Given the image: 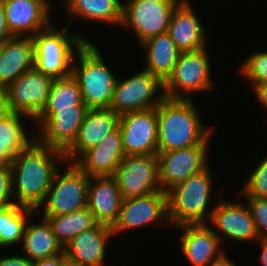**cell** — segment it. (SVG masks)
Returning a JSON list of instances; mask_svg holds the SVG:
<instances>
[{
  "instance_id": "3957f363",
  "label": "cell",
  "mask_w": 267,
  "mask_h": 266,
  "mask_svg": "<svg viewBox=\"0 0 267 266\" xmlns=\"http://www.w3.org/2000/svg\"><path fill=\"white\" fill-rule=\"evenodd\" d=\"M209 167L189 176L167 191L169 224L176 227L205 224V218L210 220L215 206L208 211L211 187L214 183Z\"/></svg>"
},
{
  "instance_id": "6da1fadb",
  "label": "cell",
  "mask_w": 267,
  "mask_h": 266,
  "mask_svg": "<svg viewBox=\"0 0 267 266\" xmlns=\"http://www.w3.org/2000/svg\"><path fill=\"white\" fill-rule=\"evenodd\" d=\"M56 160V161H55ZM57 160L66 161L64 152L42 145L36 139L11 160L12 190L15 204L40 210L56 172Z\"/></svg>"
},
{
  "instance_id": "f35d334b",
  "label": "cell",
  "mask_w": 267,
  "mask_h": 266,
  "mask_svg": "<svg viewBox=\"0 0 267 266\" xmlns=\"http://www.w3.org/2000/svg\"><path fill=\"white\" fill-rule=\"evenodd\" d=\"M32 266H60V254L53 257L32 261Z\"/></svg>"
},
{
  "instance_id": "484cf974",
  "label": "cell",
  "mask_w": 267,
  "mask_h": 266,
  "mask_svg": "<svg viewBox=\"0 0 267 266\" xmlns=\"http://www.w3.org/2000/svg\"><path fill=\"white\" fill-rule=\"evenodd\" d=\"M28 219L24 235L22 237V247L26 257L30 261L53 257L64 253V247L57 240L52 232V228L45 218L39 221L41 224H30Z\"/></svg>"
},
{
  "instance_id": "8d00e7d4",
  "label": "cell",
  "mask_w": 267,
  "mask_h": 266,
  "mask_svg": "<svg viewBox=\"0 0 267 266\" xmlns=\"http://www.w3.org/2000/svg\"><path fill=\"white\" fill-rule=\"evenodd\" d=\"M11 37L12 36L10 35L6 24L4 7L2 2L0 1V44Z\"/></svg>"
},
{
  "instance_id": "603a6c76",
  "label": "cell",
  "mask_w": 267,
  "mask_h": 266,
  "mask_svg": "<svg viewBox=\"0 0 267 266\" xmlns=\"http://www.w3.org/2000/svg\"><path fill=\"white\" fill-rule=\"evenodd\" d=\"M34 67L32 37H17L0 44V91L14 82L22 73Z\"/></svg>"
},
{
  "instance_id": "ffe728a7",
  "label": "cell",
  "mask_w": 267,
  "mask_h": 266,
  "mask_svg": "<svg viewBox=\"0 0 267 266\" xmlns=\"http://www.w3.org/2000/svg\"><path fill=\"white\" fill-rule=\"evenodd\" d=\"M122 200L113 175L90 177L87 207L97 223L113 227L118 220Z\"/></svg>"
},
{
  "instance_id": "e575fe53",
  "label": "cell",
  "mask_w": 267,
  "mask_h": 266,
  "mask_svg": "<svg viewBox=\"0 0 267 266\" xmlns=\"http://www.w3.org/2000/svg\"><path fill=\"white\" fill-rule=\"evenodd\" d=\"M15 204L12 190L11 166L0 167V209Z\"/></svg>"
},
{
  "instance_id": "ba28073f",
  "label": "cell",
  "mask_w": 267,
  "mask_h": 266,
  "mask_svg": "<svg viewBox=\"0 0 267 266\" xmlns=\"http://www.w3.org/2000/svg\"><path fill=\"white\" fill-rule=\"evenodd\" d=\"M163 88L158 77L143 69L123 81L117 79L109 108L119 115L155 108L165 99Z\"/></svg>"
},
{
  "instance_id": "f6af8a7d",
  "label": "cell",
  "mask_w": 267,
  "mask_h": 266,
  "mask_svg": "<svg viewBox=\"0 0 267 266\" xmlns=\"http://www.w3.org/2000/svg\"><path fill=\"white\" fill-rule=\"evenodd\" d=\"M42 1L49 9H50V2L48 0H39Z\"/></svg>"
},
{
  "instance_id": "9c48e42d",
  "label": "cell",
  "mask_w": 267,
  "mask_h": 266,
  "mask_svg": "<svg viewBox=\"0 0 267 266\" xmlns=\"http://www.w3.org/2000/svg\"><path fill=\"white\" fill-rule=\"evenodd\" d=\"M89 108L73 105V108H44L34 120L37 127L35 139L42 145L65 152L76 140L79 128Z\"/></svg>"
},
{
  "instance_id": "ee69618b",
  "label": "cell",
  "mask_w": 267,
  "mask_h": 266,
  "mask_svg": "<svg viewBox=\"0 0 267 266\" xmlns=\"http://www.w3.org/2000/svg\"><path fill=\"white\" fill-rule=\"evenodd\" d=\"M11 158L5 153V147L0 146V167L10 166Z\"/></svg>"
},
{
  "instance_id": "7a4b0ae2",
  "label": "cell",
  "mask_w": 267,
  "mask_h": 266,
  "mask_svg": "<svg viewBox=\"0 0 267 266\" xmlns=\"http://www.w3.org/2000/svg\"><path fill=\"white\" fill-rule=\"evenodd\" d=\"M192 99L165 98L157 106L158 152L203 143L212 133L205 127Z\"/></svg>"
},
{
  "instance_id": "7bdbcfd3",
  "label": "cell",
  "mask_w": 267,
  "mask_h": 266,
  "mask_svg": "<svg viewBox=\"0 0 267 266\" xmlns=\"http://www.w3.org/2000/svg\"><path fill=\"white\" fill-rule=\"evenodd\" d=\"M60 266H81L77 261L67 257L64 253L60 254Z\"/></svg>"
},
{
  "instance_id": "ac0fdd59",
  "label": "cell",
  "mask_w": 267,
  "mask_h": 266,
  "mask_svg": "<svg viewBox=\"0 0 267 266\" xmlns=\"http://www.w3.org/2000/svg\"><path fill=\"white\" fill-rule=\"evenodd\" d=\"M125 156L118 126L96 146L85 151L74 163L89 177L114 175Z\"/></svg>"
},
{
  "instance_id": "4316f807",
  "label": "cell",
  "mask_w": 267,
  "mask_h": 266,
  "mask_svg": "<svg viewBox=\"0 0 267 266\" xmlns=\"http://www.w3.org/2000/svg\"><path fill=\"white\" fill-rule=\"evenodd\" d=\"M67 15L121 26L123 4L120 0H64Z\"/></svg>"
},
{
  "instance_id": "2e32d148",
  "label": "cell",
  "mask_w": 267,
  "mask_h": 266,
  "mask_svg": "<svg viewBox=\"0 0 267 266\" xmlns=\"http://www.w3.org/2000/svg\"><path fill=\"white\" fill-rule=\"evenodd\" d=\"M221 200L212 211L209 223L215 226L214 233L222 240L245 242L259 240L250 208L247 204ZM222 234V237L221 235ZM224 235V237H223Z\"/></svg>"
},
{
  "instance_id": "8992f818",
  "label": "cell",
  "mask_w": 267,
  "mask_h": 266,
  "mask_svg": "<svg viewBox=\"0 0 267 266\" xmlns=\"http://www.w3.org/2000/svg\"><path fill=\"white\" fill-rule=\"evenodd\" d=\"M209 61L206 47L181 52L171 75L164 82L165 98L189 100V94L212 89Z\"/></svg>"
},
{
  "instance_id": "52a82bcc",
  "label": "cell",
  "mask_w": 267,
  "mask_h": 266,
  "mask_svg": "<svg viewBox=\"0 0 267 266\" xmlns=\"http://www.w3.org/2000/svg\"><path fill=\"white\" fill-rule=\"evenodd\" d=\"M66 164L64 174L59 169L54 176L42 204L43 216L65 215L87 207L90 177L75 163Z\"/></svg>"
},
{
  "instance_id": "e0dca14e",
  "label": "cell",
  "mask_w": 267,
  "mask_h": 266,
  "mask_svg": "<svg viewBox=\"0 0 267 266\" xmlns=\"http://www.w3.org/2000/svg\"><path fill=\"white\" fill-rule=\"evenodd\" d=\"M11 36L33 37L52 22L50 10L39 0H0Z\"/></svg>"
},
{
  "instance_id": "83f0119b",
  "label": "cell",
  "mask_w": 267,
  "mask_h": 266,
  "mask_svg": "<svg viewBox=\"0 0 267 266\" xmlns=\"http://www.w3.org/2000/svg\"><path fill=\"white\" fill-rule=\"evenodd\" d=\"M42 218L48 221L52 232L63 247L78 234L97 224L94 215L88 207L65 215L43 216Z\"/></svg>"
},
{
  "instance_id": "cb8c5ba5",
  "label": "cell",
  "mask_w": 267,
  "mask_h": 266,
  "mask_svg": "<svg viewBox=\"0 0 267 266\" xmlns=\"http://www.w3.org/2000/svg\"><path fill=\"white\" fill-rule=\"evenodd\" d=\"M112 227L97 223L74 237L64 254L81 266H103L107 240L113 236Z\"/></svg>"
},
{
  "instance_id": "7c38bea8",
  "label": "cell",
  "mask_w": 267,
  "mask_h": 266,
  "mask_svg": "<svg viewBox=\"0 0 267 266\" xmlns=\"http://www.w3.org/2000/svg\"><path fill=\"white\" fill-rule=\"evenodd\" d=\"M113 176L123 200L162 191L157 154L126 155Z\"/></svg>"
},
{
  "instance_id": "836d02e7",
  "label": "cell",
  "mask_w": 267,
  "mask_h": 266,
  "mask_svg": "<svg viewBox=\"0 0 267 266\" xmlns=\"http://www.w3.org/2000/svg\"><path fill=\"white\" fill-rule=\"evenodd\" d=\"M248 201L259 239H267V198L243 196Z\"/></svg>"
},
{
  "instance_id": "9a60e30c",
  "label": "cell",
  "mask_w": 267,
  "mask_h": 266,
  "mask_svg": "<svg viewBox=\"0 0 267 266\" xmlns=\"http://www.w3.org/2000/svg\"><path fill=\"white\" fill-rule=\"evenodd\" d=\"M156 221L169 223L167 192L164 191L122 200L112 232L116 235L118 232L146 227Z\"/></svg>"
},
{
  "instance_id": "ab89813d",
  "label": "cell",
  "mask_w": 267,
  "mask_h": 266,
  "mask_svg": "<svg viewBox=\"0 0 267 266\" xmlns=\"http://www.w3.org/2000/svg\"><path fill=\"white\" fill-rule=\"evenodd\" d=\"M208 266H236V264L228 259L223 252L219 257L215 258Z\"/></svg>"
},
{
  "instance_id": "f546056e",
  "label": "cell",
  "mask_w": 267,
  "mask_h": 266,
  "mask_svg": "<svg viewBox=\"0 0 267 266\" xmlns=\"http://www.w3.org/2000/svg\"><path fill=\"white\" fill-rule=\"evenodd\" d=\"M32 120L24 114L9 113L0 122V146L5 147V153L12 159L21 151L25 150L34 140L27 137L26 131L21 118Z\"/></svg>"
},
{
  "instance_id": "7402d4cb",
  "label": "cell",
  "mask_w": 267,
  "mask_h": 266,
  "mask_svg": "<svg viewBox=\"0 0 267 266\" xmlns=\"http://www.w3.org/2000/svg\"><path fill=\"white\" fill-rule=\"evenodd\" d=\"M188 0H182L172 12L167 33L181 52L206 47L204 25L192 10Z\"/></svg>"
},
{
  "instance_id": "d6986e66",
  "label": "cell",
  "mask_w": 267,
  "mask_h": 266,
  "mask_svg": "<svg viewBox=\"0 0 267 266\" xmlns=\"http://www.w3.org/2000/svg\"><path fill=\"white\" fill-rule=\"evenodd\" d=\"M119 119L120 115L110 108L89 109L76 140L64 152L66 161L74 163L85 151L96 146L108 133L119 126Z\"/></svg>"
},
{
  "instance_id": "5b68a950",
  "label": "cell",
  "mask_w": 267,
  "mask_h": 266,
  "mask_svg": "<svg viewBox=\"0 0 267 266\" xmlns=\"http://www.w3.org/2000/svg\"><path fill=\"white\" fill-rule=\"evenodd\" d=\"M76 59L79 64L73 63L72 75L79 84L83 102L89 109L109 108L117 77L106 66L99 49L86 41L76 52Z\"/></svg>"
},
{
  "instance_id": "277c9868",
  "label": "cell",
  "mask_w": 267,
  "mask_h": 266,
  "mask_svg": "<svg viewBox=\"0 0 267 266\" xmlns=\"http://www.w3.org/2000/svg\"><path fill=\"white\" fill-rule=\"evenodd\" d=\"M32 40L34 67L53 79L72 75L76 52L89 41L81 34L69 33L66 27L58 30L53 23L37 32Z\"/></svg>"
},
{
  "instance_id": "d6a6232c",
  "label": "cell",
  "mask_w": 267,
  "mask_h": 266,
  "mask_svg": "<svg viewBox=\"0 0 267 266\" xmlns=\"http://www.w3.org/2000/svg\"><path fill=\"white\" fill-rule=\"evenodd\" d=\"M251 173L243 187V196L267 198V157Z\"/></svg>"
},
{
  "instance_id": "d4e9b609",
  "label": "cell",
  "mask_w": 267,
  "mask_h": 266,
  "mask_svg": "<svg viewBox=\"0 0 267 266\" xmlns=\"http://www.w3.org/2000/svg\"><path fill=\"white\" fill-rule=\"evenodd\" d=\"M141 46L147 51L144 70L164 83L171 75L181 51L167 32L149 38Z\"/></svg>"
},
{
  "instance_id": "8fae6325",
  "label": "cell",
  "mask_w": 267,
  "mask_h": 266,
  "mask_svg": "<svg viewBox=\"0 0 267 266\" xmlns=\"http://www.w3.org/2000/svg\"><path fill=\"white\" fill-rule=\"evenodd\" d=\"M182 0H127L121 26L131 28L140 44L168 30L172 12Z\"/></svg>"
},
{
  "instance_id": "44dd1931",
  "label": "cell",
  "mask_w": 267,
  "mask_h": 266,
  "mask_svg": "<svg viewBox=\"0 0 267 266\" xmlns=\"http://www.w3.org/2000/svg\"><path fill=\"white\" fill-rule=\"evenodd\" d=\"M179 227L184 231L180 237L182 253L192 266H208L224 252L220 247V238L206 223L186 224L177 228Z\"/></svg>"
},
{
  "instance_id": "74e56055",
  "label": "cell",
  "mask_w": 267,
  "mask_h": 266,
  "mask_svg": "<svg viewBox=\"0 0 267 266\" xmlns=\"http://www.w3.org/2000/svg\"><path fill=\"white\" fill-rule=\"evenodd\" d=\"M252 89L255 92V96H257L258 101H260L261 105H263L267 110V83L253 85Z\"/></svg>"
},
{
  "instance_id": "f1b7e54d",
  "label": "cell",
  "mask_w": 267,
  "mask_h": 266,
  "mask_svg": "<svg viewBox=\"0 0 267 266\" xmlns=\"http://www.w3.org/2000/svg\"><path fill=\"white\" fill-rule=\"evenodd\" d=\"M35 210L13 204L0 209V247L18 245L22 242L27 219L33 217Z\"/></svg>"
},
{
  "instance_id": "5bb4252c",
  "label": "cell",
  "mask_w": 267,
  "mask_h": 266,
  "mask_svg": "<svg viewBox=\"0 0 267 266\" xmlns=\"http://www.w3.org/2000/svg\"><path fill=\"white\" fill-rule=\"evenodd\" d=\"M119 127L125 155L157 154V107L120 115Z\"/></svg>"
},
{
  "instance_id": "4dcf8cb0",
  "label": "cell",
  "mask_w": 267,
  "mask_h": 266,
  "mask_svg": "<svg viewBox=\"0 0 267 266\" xmlns=\"http://www.w3.org/2000/svg\"><path fill=\"white\" fill-rule=\"evenodd\" d=\"M73 105H86L77 80L73 75L54 79L44 108H73Z\"/></svg>"
},
{
  "instance_id": "1f68e13d",
  "label": "cell",
  "mask_w": 267,
  "mask_h": 266,
  "mask_svg": "<svg viewBox=\"0 0 267 266\" xmlns=\"http://www.w3.org/2000/svg\"><path fill=\"white\" fill-rule=\"evenodd\" d=\"M240 73L252 85L267 83V52H255L243 61L239 68Z\"/></svg>"
},
{
  "instance_id": "d590c367",
  "label": "cell",
  "mask_w": 267,
  "mask_h": 266,
  "mask_svg": "<svg viewBox=\"0 0 267 266\" xmlns=\"http://www.w3.org/2000/svg\"><path fill=\"white\" fill-rule=\"evenodd\" d=\"M0 266H32V261L27 257L14 255L11 257H0Z\"/></svg>"
},
{
  "instance_id": "60d3db41",
  "label": "cell",
  "mask_w": 267,
  "mask_h": 266,
  "mask_svg": "<svg viewBox=\"0 0 267 266\" xmlns=\"http://www.w3.org/2000/svg\"><path fill=\"white\" fill-rule=\"evenodd\" d=\"M262 246L261 254L259 255V261L263 266H267V239H259Z\"/></svg>"
},
{
  "instance_id": "b9f144b4",
  "label": "cell",
  "mask_w": 267,
  "mask_h": 266,
  "mask_svg": "<svg viewBox=\"0 0 267 266\" xmlns=\"http://www.w3.org/2000/svg\"><path fill=\"white\" fill-rule=\"evenodd\" d=\"M9 109L4 99L2 92L0 91V122L9 114Z\"/></svg>"
},
{
  "instance_id": "4fadbf2b",
  "label": "cell",
  "mask_w": 267,
  "mask_h": 266,
  "mask_svg": "<svg viewBox=\"0 0 267 266\" xmlns=\"http://www.w3.org/2000/svg\"><path fill=\"white\" fill-rule=\"evenodd\" d=\"M201 144L167 152H157L161 190L167 192L189 176L208 167V139Z\"/></svg>"
},
{
  "instance_id": "30bf717a",
  "label": "cell",
  "mask_w": 267,
  "mask_h": 266,
  "mask_svg": "<svg viewBox=\"0 0 267 266\" xmlns=\"http://www.w3.org/2000/svg\"><path fill=\"white\" fill-rule=\"evenodd\" d=\"M53 80L35 67L22 73L1 91L9 112L27 115L34 121L47 103Z\"/></svg>"
}]
</instances>
